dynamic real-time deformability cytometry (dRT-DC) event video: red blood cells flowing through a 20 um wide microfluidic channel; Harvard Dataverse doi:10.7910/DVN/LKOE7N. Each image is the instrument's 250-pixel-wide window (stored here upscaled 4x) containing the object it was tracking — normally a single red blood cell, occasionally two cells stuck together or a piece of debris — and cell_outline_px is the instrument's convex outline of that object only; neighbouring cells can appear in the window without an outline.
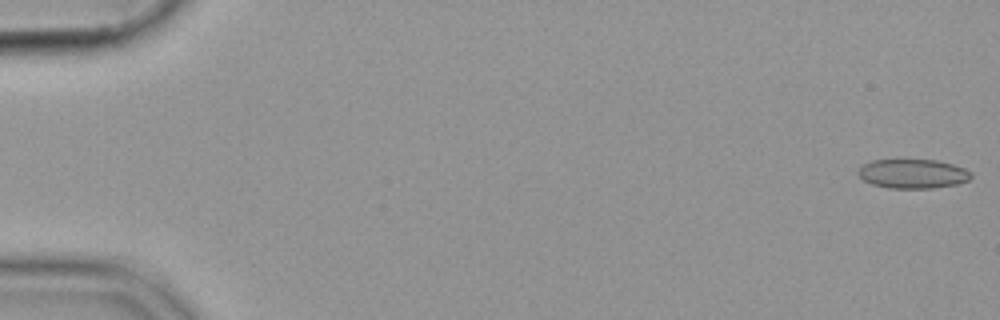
{"species": "common noctule bat (a hibernating species)", "species_latin": "Nyctalus noctula", "temperature_condition": "cold", "stored_images_in_passage": 55, "camera_frame_rate_fps": 3000, "um_per_image_px": 0.085, "animal": {"sex": "female", "body_mass_g": 19.9}, "frame": {"image": 1, "passage_image": 1, "time_ms": 0.0, "image_size_px": [1000, 320], "cell_outline_px": [[972, 176], [968, 180], [956, 184], [932, 188], [888, 188], [872, 184], [864, 180], [856, 172], [864, 164], [872, 160], [936, 160], [952, 164], [964, 168], [972, 172]], "centroid_in_image_um": [77.59, 14.77], "position_along_channel_um": 7.4, "area_um2": 19.13}}
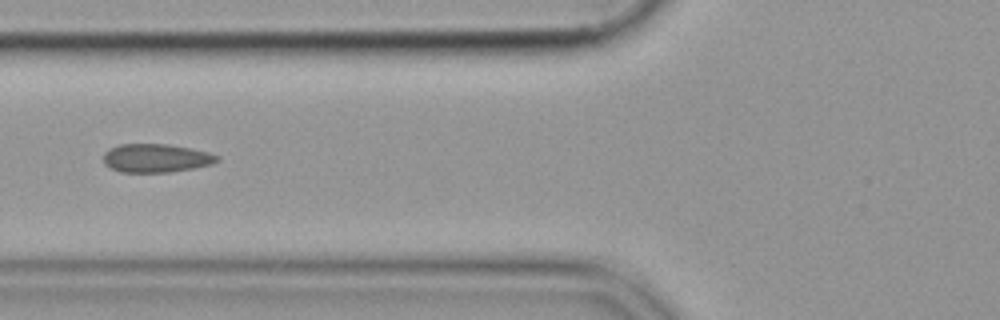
{"frame": {"image": 2, "passage_image": 22, "time_ms": 7.0, "image_size_px": [1000, 320], "cell_outline_px": [[220, 160], [212, 164], [172, 172], [120, 172], [104, 164], [104, 152], [108, 148], [120, 144], [168, 144], [192, 148], [208, 152], [220, 156]], "centroid_in_image_um": [13.27, 13.43], "position_along_channel_um": 112.5, "area_um2": 19.02}}
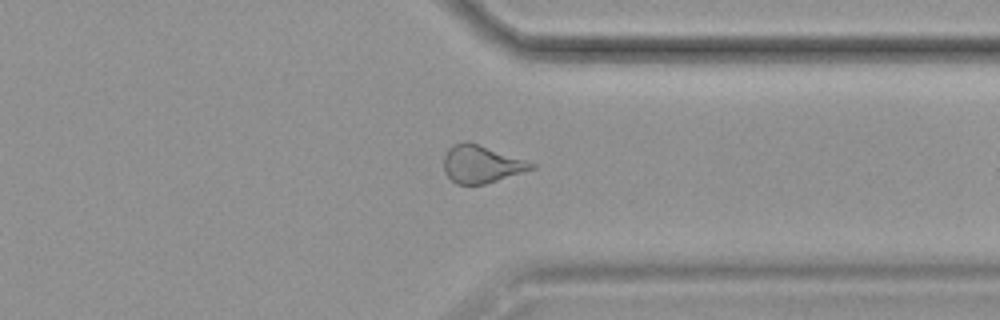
{"frame": {"image": 3, "passage_image": 43, "time_ms": 14.0, "image_size_px": [1000, 320], "cell_outline_px": [[536, 168], [484, 184], [456, 184], [444, 172], [444, 156], [448, 148], [452, 144], [464, 140], [468, 140], [536, 164]], "centroid_in_image_um": [40.88, 13.93], "position_along_channel_um": 370.5, "area_um2": 19.13}}